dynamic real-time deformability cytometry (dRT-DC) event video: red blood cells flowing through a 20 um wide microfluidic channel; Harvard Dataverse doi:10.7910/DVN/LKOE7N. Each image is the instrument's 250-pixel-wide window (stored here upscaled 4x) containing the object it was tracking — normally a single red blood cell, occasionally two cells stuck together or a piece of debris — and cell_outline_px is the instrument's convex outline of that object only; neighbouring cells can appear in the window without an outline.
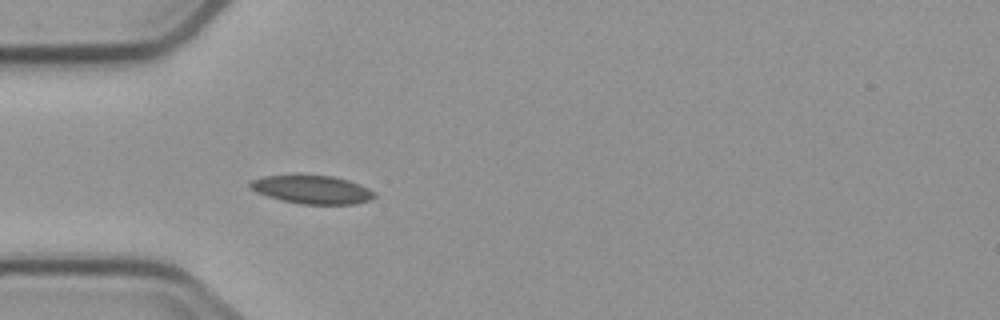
{"species": "common noctule bat (a hibernating species)", "species_latin": "Nyctalus noctula", "temperature_condition": "cold", "stored_images_in_passage": 4, "camera_frame_rate_fps": 3000, "um_per_image_px": 0.085, "animal": {"sex": "male", "body_mass_g": 23.1, "forearm_length_mm": 52.7}, "frame": {"image": 1, "passage_image": 4, "time_ms": 3.667, "image_size_px": [1000, 320], "cell_outline_px": [[376, 196], [368, 200], [356, 204], [300, 204], [280, 200], [256, 192], [248, 188], [248, 184], [252, 180], [264, 176], [296, 172], [332, 176], [348, 180], [360, 184], [376, 192]], "centroid_in_image_um": [26.47, 16.07], "position_along_channel_um": 58.5, "area_um2": 21.39}}